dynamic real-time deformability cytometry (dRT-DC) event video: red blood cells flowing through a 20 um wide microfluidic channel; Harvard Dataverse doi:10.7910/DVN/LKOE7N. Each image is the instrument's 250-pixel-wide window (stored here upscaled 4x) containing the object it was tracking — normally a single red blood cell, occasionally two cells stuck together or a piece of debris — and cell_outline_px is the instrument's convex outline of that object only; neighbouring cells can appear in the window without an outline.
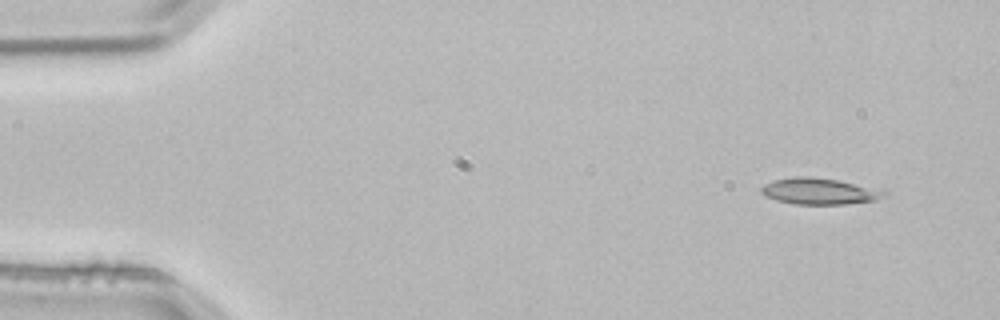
{"species": "common noctule bat (a hibernating species)", "species_latin": "Nyctalus noctula", "temperature_condition": "room temperature", "stored_images_in_passage": 3, "camera_frame_rate_fps": 3000, "um_per_image_px": 0.085, "animal": {"sex": "male", "body_mass_g": 21.5, "forearm_length_mm": 52.0}, "frame": {"image": 1, "passage_image": 1, "time_ms": 0.0, "image_size_px": [1000, 320], "cell_outline_px": [[888, 192], [876, 200], [844, 204], [792, 204], [776, 200], [764, 196], [760, 192], [760, 188], [764, 184], [772, 180], [796, 176], [808, 176], [836, 180]], "centroid_in_image_um": [69.52, 16.26], "position_along_channel_um": 15.5, "area_um2": 18.55}}